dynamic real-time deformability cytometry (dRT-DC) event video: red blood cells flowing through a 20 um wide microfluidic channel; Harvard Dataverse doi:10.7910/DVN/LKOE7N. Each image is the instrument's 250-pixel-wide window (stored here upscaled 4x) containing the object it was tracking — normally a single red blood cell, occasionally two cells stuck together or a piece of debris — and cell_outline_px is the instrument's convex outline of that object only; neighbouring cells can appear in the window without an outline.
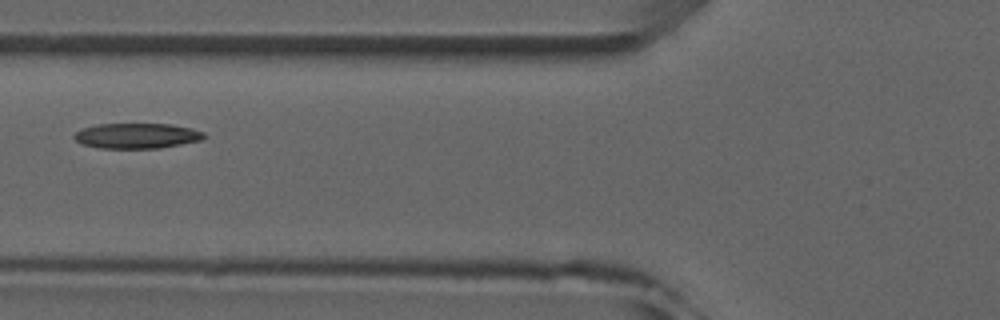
{"species": "common noctule bat (a hibernating species)", "species_latin": "Nyctalus noctula", "temperature_condition": "room temperature", "stored_images_in_passage": 6, "camera_frame_rate_fps": 3000, "um_per_image_px": 0.085, "animal": {"sex": "male", "forearm_length_mm": 52.5}, "frame": {"image": 1, "passage_image": 6, "time_ms": 5.667, "image_size_px": [1000, 320], "cell_outline_px": [[208, 136], [200, 140], [160, 148], [100, 148], [80, 144], [72, 136], [76, 132], [84, 128], [96, 124], [168, 124], [192, 128], [204, 132]], "centroid_in_image_um": [11.63, 11.54], "position_along_channel_um": 114.2, "area_um2": 19.13}}